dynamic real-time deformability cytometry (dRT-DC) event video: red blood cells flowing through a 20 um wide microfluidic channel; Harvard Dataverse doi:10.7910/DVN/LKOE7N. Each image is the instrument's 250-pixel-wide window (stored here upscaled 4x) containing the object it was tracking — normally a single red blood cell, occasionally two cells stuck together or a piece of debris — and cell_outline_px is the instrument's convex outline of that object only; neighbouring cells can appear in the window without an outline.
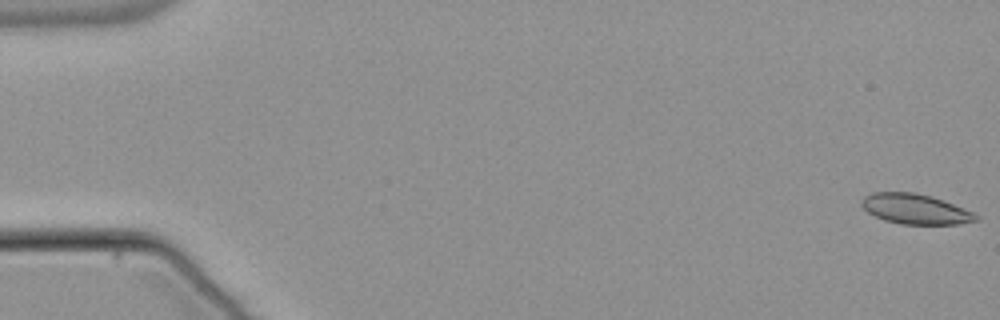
{"species": "common noctule bat (a hibernating species)", "species_latin": "Nyctalus noctula", "temperature_condition": "warm", "stored_images_in_passage": 55, "camera_frame_rate_fps": 3000, "um_per_image_px": 0.085, "animal": {"sex": "male", "body_mass_g": 21.5, "forearm_length_mm": 52.0}, "frame": {"image": 1, "passage_image": 1, "time_ms": 0.0, "image_size_px": [1000, 320], "cell_outline_px": [[980, 220], [960, 224], [900, 224], [884, 220], [868, 212], [860, 204], [860, 200], [864, 196], [872, 192], [916, 192], [932, 196], [944, 200], [972, 212], [980, 216]], "centroid_in_image_um": [77.81, 17.76], "position_along_channel_um": 7.2, "area_um2": 20.23}}
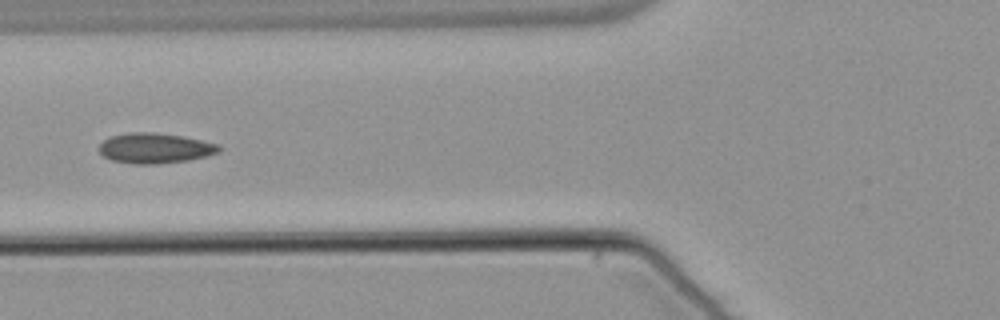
{"frame": {"image": 2, "passage_image": 22, "time_ms": 7.0, "image_size_px": [1000, 320], "cell_outline_px": [[224, 148], [220, 152], [208, 156], [188, 160], [156, 164], [132, 164], [112, 160], [104, 156], [96, 148], [108, 136], [128, 132], [152, 132], [184, 136], [220, 144]], "centroid_in_image_um": [13.2, 12.59], "position_along_channel_um": 112.6, "area_um2": 21.56}}
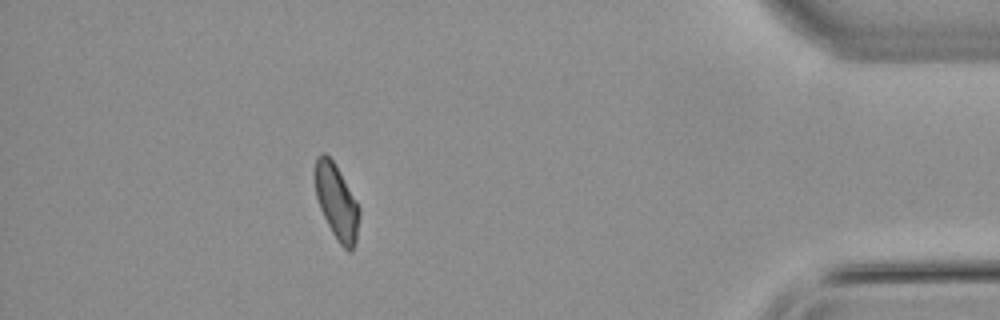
{"frame": {"image": 3, "passage_image": 49, "time_ms": 16.0, "image_size_px": [1000, 320], "cell_outline_px": [[360, 216], [356, 244], [352, 252], [348, 252], [340, 244], [332, 232], [320, 208], [316, 196], [316, 156], [320, 152], [324, 152], [336, 164], [356, 200], [360, 208]], "centroid_in_image_um": [28.65, 17.19], "position_along_channel_um": 406.6, "area_um2": 19.36}, "authors_computed_cell_mechanics": {"area_um2": 20.2878, "velocity_mm_per_s": 3.8163, "shape_relaxation_time_tau1_ms": null, "shape_relaxation_time_tau2_ms": 1.6847, "deformation_change_tau1": null, "deformation_change_tau2": 0.0571}}